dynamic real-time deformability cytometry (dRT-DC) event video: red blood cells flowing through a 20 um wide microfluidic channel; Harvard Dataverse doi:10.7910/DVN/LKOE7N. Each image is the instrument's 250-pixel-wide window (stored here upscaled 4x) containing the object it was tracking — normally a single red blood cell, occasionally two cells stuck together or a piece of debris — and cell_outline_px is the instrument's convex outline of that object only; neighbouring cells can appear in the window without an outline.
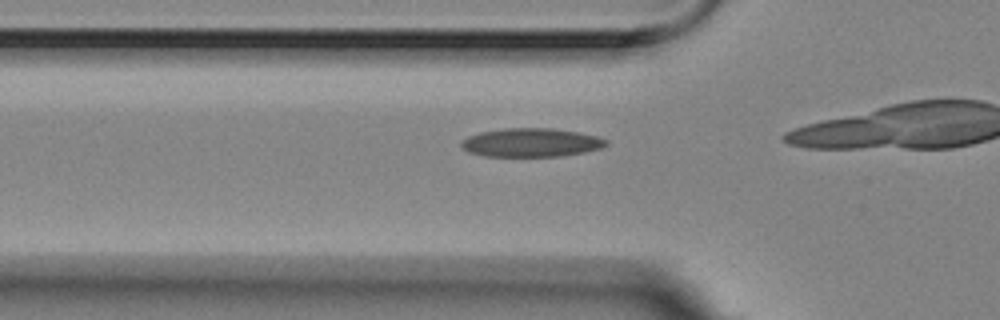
{"species": "Egyptian fruit bat (a non-hibernating species)", "species_latin": "Rousettus aegyptiacus", "temperature_condition": "room temperature", "stored_images_in_passage": 6, "camera_frame_rate_fps": 3000, "um_per_image_px": 0.085, "animal": {"sex": "female"}, "frame": {"image": 1, "passage_image": 2, "time_ms": 0.333, "image_size_px": [1000, 320], "cell_outline_px": [[608, 144], [600, 148], [560, 156], [484, 156], [468, 152], [460, 148], [460, 144], [468, 136], [480, 132], [504, 128], [552, 128], [576, 132], [596, 136], [608, 140]], "centroid_in_image_um": [45.09, 12.11], "position_along_channel_um": 80.7, "area_um2": 23.99}}
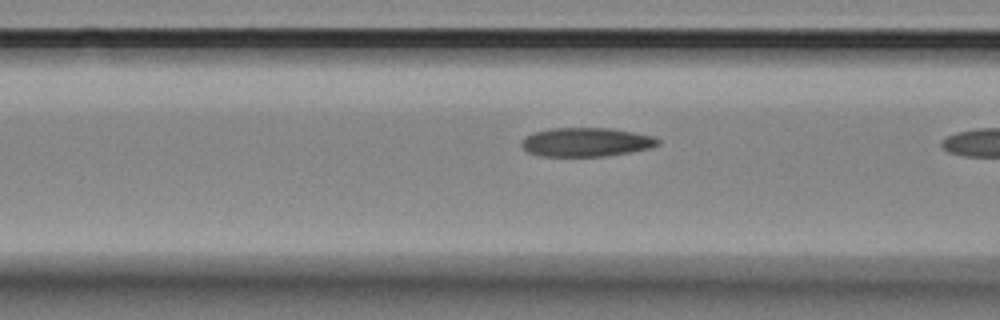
{"frame": {"image": 2, "passage_image": 5, "time_ms": 1.333, "image_size_px": [1000, 320], "cell_outline_px": [[660, 144], [652, 148], [632, 152], [604, 156], [540, 156], [528, 152], [520, 144], [520, 140], [524, 136], [532, 132], [552, 128], [608, 128], [656, 136], [660, 140]], "centroid_in_image_um": [49.82, 12.08], "position_along_channel_um": 116.8, "area_um2": 23.24}}